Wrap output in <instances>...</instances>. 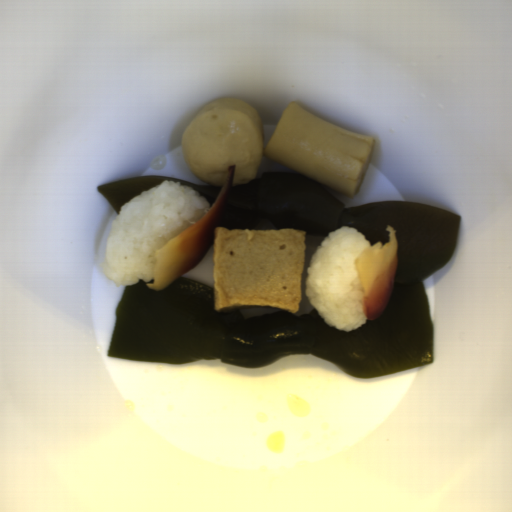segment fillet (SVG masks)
<instances>
[{"instance_id": "1", "label": "fillet", "mask_w": 512, "mask_h": 512, "mask_svg": "<svg viewBox=\"0 0 512 512\" xmlns=\"http://www.w3.org/2000/svg\"><path fill=\"white\" fill-rule=\"evenodd\" d=\"M235 177L236 165H232L228 169L225 186L211 209L153 253L154 281L146 283L148 290L161 291L193 270L214 246L215 229L220 224L231 197Z\"/></svg>"}, {"instance_id": "2", "label": "fillet", "mask_w": 512, "mask_h": 512, "mask_svg": "<svg viewBox=\"0 0 512 512\" xmlns=\"http://www.w3.org/2000/svg\"><path fill=\"white\" fill-rule=\"evenodd\" d=\"M386 244L376 242L356 258L355 265L363 291L362 307L366 320L382 316L388 307L397 265L396 236L387 226Z\"/></svg>"}]
</instances>
